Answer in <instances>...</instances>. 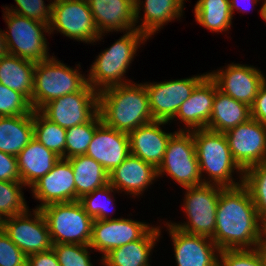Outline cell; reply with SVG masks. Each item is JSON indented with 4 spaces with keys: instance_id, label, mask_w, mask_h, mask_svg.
<instances>
[{
    "instance_id": "1",
    "label": "cell",
    "mask_w": 266,
    "mask_h": 266,
    "mask_svg": "<svg viewBox=\"0 0 266 266\" xmlns=\"http://www.w3.org/2000/svg\"><path fill=\"white\" fill-rule=\"evenodd\" d=\"M211 239L220 251L256 249L265 244V225L243 183L221 190Z\"/></svg>"
},
{
    "instance_id": "2",
    "label": "cell",
    "mask_w": 266,
    "mask_h": 266,
    "mask_svg": "<svg viewBox=\"0 0 266 266\" xmlns=\"http://www.w3.org/2000/svg\"><path fill=\"white\" fill-rule=\"evenodd\" d=\"M98 111L102 122L129 134L153 120L144 83H126L98 92Z\"/></svg>"
},
{
    "instance_id": "3",
    "label": "cell",
    "mask_w": 266,
    "mask_h": 266,
    "mask_svg": "<svg viewBox=\"0 0 266 266\" xmlns=\"http://www.w3.org/2000/svg\"><path fill=\"white\" fill-rule=\"evenodd\" d=\"M191 132L195 142L201 179L203 173L209 176L207 180L206 177L203 178V183L224 188L242 184L244 171L233 159L224 133L208 129H196ZM234 170L240 174L239 182L234 181L232 177Z\"/></svg>"
},
{
    "instance_id": "4",
    "label": "cell",
    "mask_w": 266,
    "mask_h": 266,
    "mask_svg": "<svg viewBox=\"0 0 266 266\" xmlns=\"http://www.w3.org/2000/svg\"><path fill=\"white\" fill-rule=\"evenodd\" d=\"M124 33L111 47L101 52L91 65L86 77L88 84L97 92L131 82L129 79L127 81L124 75L137 49L147 38L137 29Z\"/></svg>"
},
{
    "instance_id": "5",
    "label": "cell",
    "mask_w": 266,
    "mask_h": 266,
    "mask_svg": "<svg viewBox=\"0 0 266 266\" xmlns=\"http://www.w3.org/2000/svg\"><path fill=\"white\" fill-rule=\"evenodd\" d=\"M67 67L54 56L36 62L34 69L32 109L39 111L45 104L66 94L82 91L88 80L79 70ZM79 70V71H78Z\"/></svg>"
},
{
    "instance_id": "6",
    "label": "cell",
    "mask_w": 266,
    "mask_h": 266,
    "mask_svg": "<svg viewBox=\"0 0 266 266\" xmlns=\"http://www.w3.org/2000/svg\"><path fill=\"white\" fill-rule=\"evenodd\" d=\"M53 244L89 245L93 219L79 201L54 203L40 209Z\"/></svg>"
},
{
    "instance_id": "7",
    "label": "cell",
    "mask_w": 266,
    "mask_h": 266,
    "mask_svg": "<svg viewBox=\"0 0 266 266\" xmlns=\"http://www.w3.org/2000/svg\"><path fill=\"white\" fill-rule=\"evenodd\" d=\"M3 16L9 29L4 32L8 54L34 62L51 57L44 35L49 34L48 24L7 10Z\"/></svg>"
},
{
    "instance_id": "8",
    "label": "cell",
    "mask_w": 266,
    "mask_h": 266,
    "mask_svg": "<svg viewBox=\"0 0 266 266\" xmlns=\"http://www.w3.org/2000/svg\"><path fill=\"white\" fill-rule=\"evenodd\" d=\"M166 173L182 188L203 183L191 131L177 130L169 139L163 160L157 168V177Z\"/></svg>"
},
{
    "instance_id": "9",
    "label": "cell",
    "mask_w": 266,
    "mask_h": 266,
    "mask_svg": "<svg viewBox=\"0 0 266 266\" xmlns=\"http://www.w3.org/2000/svg\"><path fill=\"white\" fill-rule=\"evenodd\" d=\"M224 187L202 183L184 188V211L188 221L185 223H170L184 232L206 237H212L216 226V209L221 190Z\"/></svg>"
},
{
    "instance_id": "10",
    "label": "cell",
    "mask_w": 266,
    "mask_h": 266,
    "mask_svg": "<svg viewBox=\"0 0 266 266\" xmlns=\"http://www.w3.org/2000/svg\"><path fill=\"white\" fill-rule=\"evenodd\" d=\"M54 30L89 44L100 36L88 1L82 0H53L49 34Z\"/></svg>"
},
{
    "instance_id": "11",
    "label": "cell",
    "mask_w": 266,
    "mask_h": 266,
    "mask_svg": "<svg viewBox=\"0 0 266 266\" xmlns=\"http://www.w3.org/2000/svg\"><path fill=\"white\" fill-rule=\"evenodd\" d=\"M39 112L64 129L89 122L99 112L98 92L88 84L82 91L52 100Z\"/></svg>"
},
{
    "instance_id": "12",
    "label": "cell",
    "mask_w": 266,
    "mask_h": 266,
    "mask_svg": "<svg viewBox=\"0 0 266 266\" xmlns=\"http://www.w3.org/2000/svg\"><path fill=\"white\" fill-rule=\"evenodd\" d=\"M2 219L1 228L27 256L53 246L46 219L40 209ZM33 216V217H32ZM32 217V218H31Z\"/></svg>"
},
{
    "instance_id": "13",
    "label": "cell",
    "mask_w": 266,
    "mask_h": 266,
    "mask_svg": "<svg viewBox=\"0 0 266 266\" xmlns=\"http://www.w3.org/2000/svg\"><path fill=\"white\" fill-rule=\"evenodd\" d=\"M207 75L208 73H203L184 79L144 83L153 120L171 123L170 120H174L181 104L191 96L195 87Z\"/></svg>"
},
{
    "instance_id": "14",
    "label": "cell",
    "mask_w": 266,
    "mask_h": 266,
    "mask_svg": "<svg viewBox=\"0 0 266 266\" xmlns=\"http://www.w3.org/2000/svg\"><path fill=\"white\" fill-rule=\"evenodd\" d=\"M224 135L233 159L243 171L266 162V125L250 118Z\"/></svg>"
},
{
    "instance_id": "15",
    "label": "cell",
    "mask_w": 266,
    "mask_h": 266,
    "mask_svg": "<svg viewBox=\"0 0 266 266\" xmlns=\"http://www.w3.org/2000/svg\"><path fill=\"white\" fill-rule=\"evenodd\" d=\"M152 227L131 218L93 220L89 246L101 252L103 258L111 250L141 239Z\"/></svg>"
},
{
    "instance_id": "16",
    "label": "cell",
    "mask_w": 266,
    "mask_h": 266,
    "mask_svg": "<svg viewBox=\"0 0 266 266\" xmlns=\"http://www.w3.org/2000/svg\"><path fill=\"white\" fill-rule=\"evenodd\" d=\"M208 74L216 82L220 91L250 107L260 86L266 80L263 73L256 67L238 63L228 64L225 69Z\"/></svg>"
},
{
    "instance_id": "17",
    "label": "cell",
    "mask_w": 266,
    "mask_h": 266,
    "mask_svg": "<svg viewBox=\"0 0 266 266\" xmlns=\"http://www.w3.org/2000/svg\"><path fill=\"white\" fill-rule=\"evenodd\" d=\"M177 266H218L220 249L210 237L190 234L167 222Z\"/></svg>"
},
{
    "instance_id": "18",
    "label": "cell",
    "mask_w": 266,
    "mask_h": 266,
    "mask_svg": "<svg viewBox=\"0 0 266 266\" xmlns=\"http://www.w3.org/2000/svg\"><path fill=\"white\" fill-rule=\"evenodd\" d=\"M32 195L41 203V209L54 203L76 201L74 172L68 159L60 158L53 168L31 187Z\"/></svg>"
},
{
    "instance_id": "19",
    "label": "cell",
    "mask_w": 266,
    "mask_h": 266,
    "mask_svg": "<svg viewBox=\"0 0 266 266\" xmlns=\"http://www.w3.org/2000/svg\"><path fill=\"white\" fill-rule=\"evenodd\" d=\"M130 154L129 136L103 122L96 128L86 155L100 163L108 174Z\"/></svg>"
},
{
    "instance_id": "20",
    "label": "cell",
    "mask_w": 266,
    "mask_h": 266,
    "mask_svg": "<svg viewBox=\"0 0 266 266\" xmlns=\"http://www.w3.org/2000/svg\"><path fill=\"white\" fill-rule=\"evenodd\" d=\"M101 41L104 33L136 29L135 0H88Z\"/></svg>"
},
{
    "instance_id": "21",
    "label": "cell",
    "mask_w": 266,
    "mask_h": 266,
    "mask_svg": "<svg viewBox=\"0 0 266 266\" xmlns=\"http://www.w3.org/2000/svg\"><path fill=\"white\" fill-rule=\"evenodd\" d=\"M168 123L154 120L130 132V153L157 169L163 160L169 139L176 132L166 133L161 129V125Z\"/></svg>"
},
{
    "instance_id": "22",
    "label": "cell",
    "mask_w": 266,
    "mask_h": 266,
    "mask_svg": "<svg viewBox=\"0 0 266 266\" xmlns=\"http://www.w3.org/2000/svg\"><path fill=\"white\" fill-rule=\"evenodd\" d=\"M214 97L215 81L208 74L195 87L191 96L181 104L174 117L179 118L185 125V129L182 128L180 131L206 129L212 113Z\"/></svg>"
},
{
    "instance_id": "23",
    "label": "cell",
    "mask_w": 266,
    "mask_h": 266,
    "mask_svg": "<svg viewBox=\"0 0 266 266\" xmlns=\"http://www.w3.org/2000/svg\"><path fill=\"white\" fill-rule=\"evenodd\" d=\"M157 169L141 158L129 154L121 165L109 173V184L133 197L142 194L156 180Z\"/></svg>"
},
{
    "instance_id": "24",
    "label": "cell",
    "mask_w": 266,
    "mask_h": 266,
    "mask_svg": "<svg viewBox=\"0 0 266 266\" xmlns=\"http://www.w3.org/2000/svg\"><path fill=\"white\" fill-rule=\"evenodd\" d=\"M184 1L186 0H135V23L139 22L140 7L144 8L143 21L136 29L149 39L163 28L164 24L183 16Z\"/></svg>"
},
{
    "instance_id": "25",
    "label": "cell",
    "mask_w": 266,
    "mask_h": 266,
    "mask_svg": "<svg viewBox=\"0 0 266 266\" xmlns=\"http://www.w3.org/2000/svg\"><path fill=\"white\" fill-rule=\"evenodd\" d=\"M16 157L21 182L28 188L46 175L60 159L35 138Z\"/></svg>"
},
{
    "instance_id": "26",
    "label": "cell",
    "mask_w": 266,
    "mask_h": 266,
    "mask_svg": "<svg viewBox=\"0 0 266 266\" xmlns=\"http://www.w3.org/2000/svg\"><path fill=\"white\" fill-rule=\"evenodd\" d=\"M160 226L152 227L141 239L108 252L101 260L105 266H150L152 249L161 234Z\"/></svg>"
},
{
    "instance_id": "27",
    "label": "cell",
    "mask_w": 266,
    "mask_h": 266,
    "mask_svg": "<svg viewBox=\"0 0 266 266\" xmlns=\"http://www.w3.org/2000/svg\"><path fill=\"white\" fill-rule=\"evenodd\" d=\"M250 118V106L220 91L215 82L213 109L206 129L224 133L248 121Z\"/></svg>"
},
{
    "instance_id": "28",
    "label": "cell",
    "mask_w": 266,
    "mask_h": 266,
    "mask_svg": "<svg viewBox=\"0 0 266 266\" xmlns=\"http://www.w3.org/2000/svg\"><path fill=\"white\" fill-rule=\"evenodd\" d=\"M36 62L6 54L0 58V83L23 94L31 103Z\"/></svg>"
},
{
    "instance_id": "29",
    "label": "cell",
    "mask_w": 266,
    "mask_h": 266,
    "mask_svg": "<svg viewBox=\"0 0 266 266\" xmlns=\"http://www.w3.org/2000/svg\"><path fill=\"white\" fill-rule=\"evenodd\" d=\"M33 138V113L0 117V151L17 156Z\"/></svg>"
},
{
    "instance_id": "30",
    "label": "cell",
    "mask_w": 266,
    "mask_h": 266,
    "mask_svg": "<svg viewBox=\"0 0 266 266\" xmlns=\"http://www.w3.org/2000/svg\"><path fill=\"white\" fill-rule=\"evenodd\" d=\"M68 160L74 172L76 201L109 183L108 172L100 163L86 154L73 156Z\"/></svg>"
},
{
    "instance_id": "31",
    "label": "cell",
    "mask_w": 266,
    "mask_h": 266,
    "mask_svg": "<svg viewBox=\"0 0 266 266\" xmlns=\"http://www.w3.org/2000/svg\"><path fill=\"white\" fill-rule=\"evenodd\" d=\"M196 22L214 32H225L232 25L229 0H198L194 7Z\"/></svg>"
},
{
    "instance_id": "32",
    "label": "cell",
    "mask_w": 266,
    "mask_h": 266,
    "mask_svg": "<svg viewBox=\"0 0 266 266\" xmlns=\"http://www.w3.org/2000/svg\"><path fill=\"white\" fill-rule=\"evenodd\" d=\"M34 138L60 158L65 159L66 129L33 110Z\"/></svg>"
},
{
    "instance_id": "33",
    "label": "cell",
    "mask_w": 266,
    "mask_h": 266,
    "mask_svg": "<svg viewBox=\"0 0 266 266\" xmlns=\"http://www.w3.org/2000/svg\"><path fill=\"white\" fill-rule=\"evenodd\" d=\"M101 123L98 112L89 122L66 129L65 159L86 154L95 130Z\"/></svg>"
},
{
    "instance_id": "34",
    "label": "cell",
    "mask_w": 266,
    "mask_h": 266,
    "mask_svg": "<svg viewBox=\"0 0 266 266\" xmlns=\"http://www.w3.org/2000/svg\"><path fill=\"white\" fill-rule=\"evenodd\" d=\"M243 184L250 192L260 221L266 226V162L246 169Z\"/></svg>"
},
{
    "instance_id": "35",
    "label": "cell",
    "mask_w": 266,
    "mask_h": 266,
    "mask_svg": "<svg viewBox=\"0 0 266 266\" xmlns=\"http://www.w3.org/2000/svg\"><path fill=\"white\" fill-rule=\"evenodd\" d=\"M21 181H0V219L25 213L28 209Z\"/></svg>"
},
{
    "instance_id": "36",
    "label": "cell",
    "mask_w": 266,
    "mask_h": 266,
    "mask_svg": "<svg viewBox=\"0 0 266 266\" xmlns=\"http://www.w3.org/2000/svg\"><path fill=\"white\" fill-rule=\"evenodd\" d=\"M115 191L117 190L108 183L104 187L82 196L78 201L93 220H109L111 217L108 214V207L114 205L111 194Z\"/></svg>"
},
{
    "instance_id": "37",
    "label": "cell",
    "mask_w": 266,
    "mask_h": 266,
    "mask_svg": "<svg viewBox=\"0 0 266 266\" xmlns=\"http://www.w3.org/2000/svg\"><path fill=\"white\" fill-rule=\"evenodd\" d=\"M218 266H266L263 245L256 249L221 250Z\"/></svg>"
},
{
    "instance_id": "38",
    "label": "cell",
    "mask_w": 266,
    "mask_h": 266,
    "mask_svg": "<svg viewBox=\"0 0 266 266\" xmlns=\"http://www.w3.org/2000/svg\"><path fill=\"white\" fill-rule=\"evenodd\" d=\"M31 113V103L23 94L0 83V117Z\"/></svg>"
},
{
    "instance_id": "39",
    "label": "cell",
    "mask_w": 266,
    "mask_h": 266,
    "mask_svg": "<svg viewBox=\"0 0 266 266\" xmlns=\"http://www.w3.org/2000/svg\"><path fill=\"white\" fill-rule=\"evenodd\" d=\"M57 260L60 266H93L91 262L89 245L80 244H53Z\"/></svg>"
},
{
    "instance_id": "40",
    "label": "cell",
    "mask_w": 266,
    "mask_h": 266,
    "mask_svg": "<svg viewBox=\"0 0 266 266\" xmlns=\"http://www.w3.org/2000/svg\"><path fill=\"white\" fill-rule=\"evenodd\" d=\"M16 7H5L4 10L34 19L45 24H50L53 1L46 6L44 0H14ZM19 7V8H18Z\"/></svg>"
},
{
    "instance_id": "41",
    "label": "cell",
    "mask_w": 266,
    "mask_h": 266,
    "mask_svg": "<svg viewBox=\"0 0 266 266\" xmlns=\"http://www.w3.org/2000/svg\"><path fill=\"white\" fill-rule=\"evenodd\" d=\"M28 256L0 229V266H27Z\"/></svg>"
},
{
    "instance_id": "42",
    "label": "cell",
    "mask_w": 266,
    "mask_h": 266,
    "mask_svg": "<svg viewBox=\"0 0 266 266\" xmlns=\"http://www.w3.org/2000/svg\"><path fill=\"white\" fill-rule=\"evenodd\" d=\"M0 181H21L17 157L0 151Z\"/></svg>"
},
{
    "instance_id": "43",
    "label": "cell",
    "mask_w": 266,
    "mask_h": 266,
    "mask_svg": "<svg viewBox=\"0 0 266 266\" xmlns=\"http://www.w3.org/2000/svg\"><path fill=\"white\" fill-rule=\"evenodd\" d=\"M251 108V118L266 125V80L260 86Z\"/></svg>"
},
{
    "instance_id": "44",
    "label": "cell",
    "mask_w": 266,
    "mask_h": 266,
    "mask_svg": "<svg viewBox=\"0 0 266 266\" xmlns=\"http://www.w3.org/2000/svg\"><path fill=\"white\" fill-rule=\"evenodd\" d=\"M27 266H60L55 251L50 250L29 255Z\"/></svg>"
},
{
    "instance_id": "45",
    "label": "cell",
    "mask_w": 266,
    "mask_h": 266,
    "mask_svg": "<svg viewBox=\"0 0 266 266\" xmlns=\"http://www.w3.org/2000/svg\"><path fill=\"white\" fill-rule=\"evenodd\" d=\"M241 1H243V4H245L246 2L249 4L247 5L248 7L249 6H254L257 4V2H259L258 0H229L230 2V10H231V14L233 15L234 14V10H238L239 12L240 11H245V12H248V11H251V10H248V7L245 5H242ZM245 1V2H244ZM252 4V5H251Z\"/></svg>"
},
{
    "instance_id": "46",
    "label": "cell",
    "mask_w": 266,
    "mask_h": 266,
    "mask_svg": "<svg viewBox=\"0 0 266 266\" xmlns=\"http://www.w3.org/2000/svg\"><path fill=\"white\" fill-rule=\"evenodd\" d=\"M4 31L0 30V58L8 54L5 37H4Z\"/></svg>"
},
{
    "instance_id": "47",
    "label": "cell",
    "mask_w": 266,
    "mask_h": 266,
    "mask_svg": "<svg viewBox=\"0 0 266 266\" xmlns=\"http://www.w3.org/2000/svg\"><path fill=\"white\" fill-rule=\"evenodd\" d=\"M260 16L266 21V5H262L260 8Z\"/></svg>"
},
{
    "instance_id": "48",
    "label": "cell",
    "mask_w": 266,
    "mask_h": 266,
    "mask_svg": "<svg viewBox=\"0 0 266 266\" xmlns=\"http://www.w3.org/2000/svg\"><path fill=\"white\" fill-rule=\"evenodd\" d=\"M263 252H264V257H265V262H266V244L263 245Z\"/></svg>"
}]
</instances>
